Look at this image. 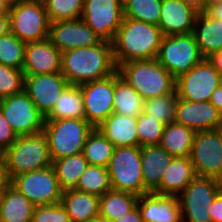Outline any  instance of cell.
I'll return each mask as SVG.
<instances>
[{
	"label": "cell",
	"instance_id": "obj_47",
	"mask_svg": "<svg viewBox=\"0 0 222 222\" xmlns=\"http://www.w3.org/2000/svg\"><path fill=\"white\" fill-rule=\"evenodd\" d=\"M222 76V49L218 52L213 53L210 57L207 58Z\"/></svg>",
	"mask_w": 222,
	"mask_h": 222
},
{
	"label": "cell",
	"instance_id": "obj_18",
	"mask_svg": "<svg viewBox=\"0 0 222 222\" xmlns=\"http://www.w3.org/2000/svg\"><path fill=\"white\" fill-rule=\"evenodd\" d=\"M175 123L201 130L222 128V115L210 102H194L178 98L175 110Z\"/></svg>",
	"mask_w": 222,
	"mask_h": 222
},
{
	"label": "cell",
	"instance_id": "obj_27",
	"mask_svg": "<svg viewBox=\"0 0 222 222\" xmlns=\"http://www.w3.org/2000/svg\"><path fill=\"white\" fill-rule=\"evenodd\" d=\"M35 205L11 184L4 190L0 222H31Z\"/></svg>",
	"mask_w": 222,
	"mask_h": 222
},
{
	"label": "cell",
	"instance_id": "obj_13",
	"mask_svg": "<svg viewBox=\"0 0 222 222\" xmlns=\"http://www.w3.org/2000/svg\"><path fill=\"white\" fill-rule=\"evenodd\" d=\"M0 110L17 136L43 131L45 117L24 91L1 99Z\"/></svg>",
	"mask_w": 222,
	"mask_h": 222
},
{
	"label": "cell",
	"instance_id": "obj_36",
	"mask_svg": "<svg viewBox=\"0 0 222 222\" xmlns=\"http://www.w3.org/2000/svg\"><path fill=\"white\" fill-rule=\"evenodd\" d=\"M177 101V93L146 99L143 101V112L166 126L175 120Z\"/></svg>",
	"mask_w": 222,
	"mask_h": 222
},
{
	"label": "cell",
	"instance_id": "obj_8",
	"mask_svg": "<svg viewBox=\"0 0 222 222\" xmlns=\"http://www.w3.org/2000/svg\"><path fill=\"white\" fill-rule=\"evenodd\" d=\"M204 59L194 33L163 36L156 60L175 78Z\"/></svg>",
	"mask_w": 222,
	"mask_h": 222
},
{
	"label": "cell",
	"instance_id": "obj_17",
	"mask_svg": "<svg viewBox=\"0 0 222 222\" xmlns=\"http://www.w3.org/2000/svg\"><path fill=\"white\" fill-rule=\"evenodd\" d=\"M48 39L62 53L103 41L81 18L51 23Z\"/></svg>",
	"mask_w": 222,
	"mask_h": 222
},
{
	"label": "cell",
	"instance_id": "obj_43",
	"mask_svg": "<svg viewBox=\"0 0 222 222\" xmlns=\"http://www.w3.org/2000/svg\"><path fill=\"white\" fill-rule=\"evenodd\" d=\"M210 211L212 222H222V192L215 197Z\"/></svg>",
	"mask_w": 222,
	"mask_h": 222
},
{
	"label": "cell",
	"instance_id": "obj_15",
	"mask_svg": "<svg viewBox=\"0 0 222 222\" xmlns=\"http://www.w3.org/2000/svg\"><path fill=\"white\" fill-rule=\"evenodd\" d=\"M79 86L84 104V118L97 128L113 113L114 74Z\"/></svg>",
	"mask_w": 222,
	"mask_h": 222
},
{
	"label": "cell",
	"instance_id": "obj_49",
	"mask_svg": "<svg viewBox=\"0 0 222 222\" xmlns=\"http://www.w3.org/2000/svg\"><path fill=\"white\" fill-rule=\"evenodd\" d=\"M10 32L8 11L0 13V37Z\"/></svg>",
	"mask_w": 222,
	"mask_h": 222
},
{
	"label": "cell",
	"instance_id": "obj_25",
	"mask_svg": "<svg viewBox=\"0 0 222 222\" xmlns=\"http://www.w3.org/2000/svg\"><path fill=\"white\" fill-rule=\"evenodd\" d=\"M193 33L204 58L222 49V21L212 18L206 11L197 14Z\"/></svg>",
	"mask_w": 222,
	"mask_h": 222
},
{
	"label": "cell",
	"instance_id": "obj_9",
	"mask_svg": "<svg viewBox=\"0 0 222 222\" xmlns=\"http://www.w3.org/2000/svg\"><path fill=\"white\" fill-rule=\"evenodd\" d=\"M220 192L216 178L196 176L178 196L182 222H212L210 206Z\"/></svg>",
	"mask_w": 222,
	"mask_h": 222
},
{
	"label": "cell",
	"instance_id": "obj_55",
	"mask_svg": "<svg viewBox=\"0 0 222 222\" xmlns=\"http://www.w3.org/2000/svg\"><path fill=\"white\" fill-rule=\"evenodd\" d=\"M3 193L4 191H0V208H1V203H2Z\"/></svg>",
	"mask_w": 222,
	"mask_h": 222
},
{
	"label": "cell",
	"instance_id": "obj_45",
	"mask_svg": "<svg viewBox=\"0 0 222 222\" xmlns=\"http://www.w3.org/2000/svg\"><path fill=\"white\" fill-rule=\"evenodd\" d=\"M10 185V180L5 167L4 154L0 153V191H4Z\"/></svg>",
	"mask_w": 222,
	"mask_h": 222
},
{
	"label": "cell",
	"instance_id": "obj_52",
	"mask_svg": "<svg viewBox=\"0 0 222 222\" xmlns=\"http://www.w3.org/2000/svg\"><path fill=\"white\" fill-rule=\"evenodd\" d=\"M87 222H109L108 220L102 218L100 215L89 219Z\"/></svg>",
	"mask_w": 222,
	"mask_h": 222
},
{
	"label": "cell",
	"instance_id": "obj_4",
	"mask_svg": "<svg viewBox=\"0 0 222 222\" xmlns=\"http://www.w3.org/2000/svg\"><path fill=\"white\" fill-rule=\"evenodd\" d=\"M3 154L10 181L17 175L47 168L53 162L48 139L43 131L33 135L18 136Z\"/></svg>",
	"mask_w": 222,
	"mask_h": 222
},
{
	"label": "cell",
	"instance_id": "obj_20",
	"mask_svg": "<svg viewBox=\"0 0 222 222\" xmlns=\"http://www.w3.org/2000/svg\"><path fill=\"white\" fill-rule=\"evenodd\" d=\"M199 12L182 0H162L158 27L163 36L192 33Z\"/></svg>",
	"mask_w": 222,
	"mask_h": 222
},
{
	"label": "cell",
	"instance_id": "obj_24",
	"mask_svg": "<svg viewBox=\"0 0 222 222\" xmlns=\"http://www.w3.org/2000/svg\"><path fill=\"white\" fill-rule=\"evenodd\" d=\"M171 156L160 145L141 147V165L144 188L152 193L162 180V175L170 165Z\"/></svg>",
	"mask_w": 222,
	"mask_h": 222
},
{
	"label": "cell",
	"instance_id": "obj_42",
	"mask_svg": "<svg viewBox=\"0 0 222 222\" xmlns=\"http://www.w3.org/2000/svg\"><path fill=\"white\" fill-rule=\"evenodd\" d=\"M17 137V134L13 131L0 110V151L4 152L8 149L16 141Z\"/></svg>",
	"mask_w": 222,
	"mask_h": 222
},
{
	"label": "cell",
	"instance_id": "obj_46",
	"mask_svg": "<svg viewBox=\"0 0 222 222\" xmlns=\"http://www.w3.org/2000/svg\"><path fill=\"white\" fill-rule=\"evenodd\" d=\"M209 101L218 109L222 115V84L214 90Z\"/></svg>",
	"mask_w": 222,
	"mask_h": 222
},
{
	"label": "cell",
	"instance_id": "obj_6",
	"mask_svg": "<svg viewBox=\"0 0 222 222\" xmlns=\"http://www.w3.org/2000/svg\"><path fill=\"white\" fill-rule=\"evenodd\" d=\"M9 26L21 41L35 42L48 38L51 21L42 0H15L8 7Z\"/></svg>",
	"mask_w": 222,
	"mask_h": 222
},
{
	"label": "cell",
	"instance_id": "obj_30",
	"mask_svg": "<svg viewBox=\"0 0 222 222\" xmlns=\"http://www.w3.org/2000/svg\"><path fill=\"white\" fill-rule=\"evenodd\" d=\"M138 198L132 193L110 190L99 198V215L112 222L134 209Z\"/></svg>",
	"mask_w": 222,
	"mask_h": 222
},
{
	"label": "cell",
	"instance_id": "obj_26",
	"mask_svg": "<svg viewBox=\"0 0 222 222\" xmlns=\"http://www.w3.org/2000/svg\"><path fill=\"white\" fill-rule=\"evenodd\" d=\"M99 196L75 189L62 191L60 204L69 215L70 222H87L99 215Z\"/></svg>",
	"mask_w": 222,
	"mask_h": 222
},
{
	"label": "cell",
	"instance_id": "obj_39",
	"mask_svg": "<svg viewBox=\"0 0 222 222\" xmlns=\"http://www.w3.org/2000/svg\"><path fill=\"white\" fill-rule=\"evenodd\" d=\"M165 125L157 119L151 118L144 112L137 116V134L139 146L159 145Z\"/></svg>",
	"mask_w": 222,
	"mask_h": 222
},
{
	"label": "cell",
	"instance_id": "obj_32",
	"mask_svg": "<svg viewBox=\"0 0 222 222\" xmlns=\"http://www.w3.org/2000/svg\"><path fill=\"white\" fill-rule=\"evenodd\" d=\"M84 118V104L80 86L69 84L45 119Z\"/></svg>",
	"mask_w": 222,
	"mask_h": 222
},
{
	"label": "cell",
	"instance_id": "obj_37",
	"mask_svg": "<svg viewBox=\"0 0 222 222\" xmlns=\"http://www.w3.org/2000/svg\"><path fill=\"white\" fill-rule=\"evenodd\" d=\"M26 43L12 32L0 37V64L22 69Z\"/></svg>",
	"mask_w": 222,
	"mask_h": 222
},
{
	"label": "cell",
	"instance_id": "obj_33",
	"mask_svg": "<svg viewBox=\"0 0 222 222\" xmlns=\"http://www.w3.org/2000/svg\"><path fill=\"white\" fill-rule=\"evenodd\" d=\"M114 149L113 144L94 128L86 138L82 153L89 165L108 167Z\"/></svg>",
	"mask_w": 222,
	"mask_h": 222
},
{
	"label": "cell",
	"instance_id": "obj_14",
	"mask_svg": "<svg viewBox=\"0 0 222 222\" xmlns=\"http://www.w3.org/2000/svg\"><path fill=\"white\" fill-rule=\"evenodd\" d=\"M123 18V0H84L81 19L102 40H114Z\"/></svg>",
	"mask_w": 222,
	"mask_h": 222
},
{
	"label": "cell",
	"instance_id": "obj_12",
	"mask_svg": "<svg viewBox=\"0 0 222 222\" xmlns=\"http://www.w3.org/2000/svg\"><path fill=\"white\" fill-rule=\"evenodd\" d=\"M190 159L197 176L217 178L222 170V128L195 132Z\"/></svg>",
	"mask_w": 222,
	"mask_h": 222
},
{
	"label": "cell",
	"instance_id": "obj_23",
	"mask_svg": "<svg viewBox=\"0 0 222 222\" xmlns=\"http://www.w3.org/2000/svg\"><path fill=\"white\" fill-rule=\"evenodd\" d=\"M97 129L114 147L139 146L137 117H128L113 112Z\"/></svg>",
	"mask_w": 222,
	"mask_h": 222
},
{
	"label": "cell",
	"instance_id": "obj_10",
	"mask_svg": "<svg viewBox=\"0 0 222 222\" xmlns=\"http://www.w3.org/2000/svg\"><path fill=\"white\" fill-rule=\"evenodd\" d=\"M10 184L22 193L35 206L60 203V189L53 166L17 175Z\"/></svg>",
	"mask_w": 222,
	"mask_h": 222
},
{
	"label": "cell",
	"instance_id": "obj_53",
	"mask_svg": "<svg viewBox=\"0 0 222 222\" xmlns=\"http://www.w3.org/2000/svg\"><path fill=\"white\" fill-rule=\"evenodd\" d=\"M220 2H222V0H205V10H206L209 6H211V5H213V4L220 3Z\"/></svg>",
	"mask_w": 222,
	"mask_h": 222
},
{
	"label": "cell",
	"instance_id": "obj_41",
	"mask_svg": "<svg viewBox=\"0 0 222 222\" xmlns=\"http://www.w3.org/2000/svg\"><path fill=\"white\" fill-rule=\"evenodd\" d=\"M31 222H70L69 215L60 203L35 206Z\"/></svg>",
	"mask_w": 222,
	"mask_h": 222
},
{
	"label": "cell",
	"instance_id": "obj_21",
	"mask_svg": "<svg viewBox=\"0 0 222 222\" xmlns=\"http://www.w3.org/2000/svg\"><path fill=\"white\" fill-rule=\"evenodd\" d=\"M137 206L144 222H182L178 196L148 193L138 198Z\"/></svg>",
	"mask_w": 222,
	"mask_h": 222
},
{
	"label": "cell",
	"instance_id": "obj_48",
	"mask_svg": "<svg viewBox=\"0 0 222 222\" xmlns=\"http://www.w3.org/2000/svg\"><path fill=\"white\" fill-rule=\"evenodd\" d=\"M205 11L212 18L222 21V2L209 6Z\"/></svg>",
	"mask_w": 222,
	"mask_h": 222
},
{
	"label": "cell",
	"instance_id": "obj_54",
	"mask_svg": "<svg viewBox=\"0 0 222 222\" xmlns=\"http://www.w3.org/2000/svg\"><path fill=\"white\" fill-rule=\"evenodd\" d=\"M217 184L222 192V170L220 172V174L218 175V177L216 178Z\"/></svg>",
	"mask_w": 222,
	"mask_h": 222
},
{
	"label": "cell",
	"instance_id": "obj_7",
	"mask_svg": "<svg viewBox=\"0 0 222 222\" xmlns=\"http://www.w3.org/2000/svg\"><path fill=\"white\" fill-rule=\"evenodd\" d=\"M107 168L112 190L138 197L149 193L143 183L140 146L115 147Z\"/></svg>",
	"mask_w": 222,
	"mask_h": 222
},
{
	"label": "cell",
	"instance_id": "obj_3",
	"mask_svg": "<svg viewBox=\"0 0 222 222\" xmlns=\"http://www.w3.org/2000/svg\"><path fill=\"white\" fill-rule=\"evenodd\" d=\"M117 71L143 100L176 93V79L156 59L122 63Z\"/></svg>",
	"mask_w": 222,
	"mask_h": 222
},
{
	"label": "cell",
	"instance_id": "obj_35",
	"mask_svg": "<svg viewBox=\"0 0 222 222\" xmlns=\"http://www.w3.org/2000/svg\"><path fill=\"white\" fill-rule=\"evenodd\" d=\"M162 0H123V14L148 24L158 25Z\"/></svg>",
	"mask_w": 222,
	"mask_h": 222
},
{
	"label": "cell",
	"instance_id": "obj_40",
	"mask_svg": "<svg viewBox=\"0 0 222 222\" xmlns=\"http://www.w3.org/2000/svg\"><path fill=\"white\" fill-rule=\"evenodd\" d=\"M24 74L16 69L0 64V100L23 91Z\"/></svg>",
	"mask_w": 222,
	"mask_h": 222
},
{
	"label": "cell",
	"instance_id": "obj_16",
	"mask_svg": "<svg viewBox=\"0 0 222 222\" xmlns=\"http://www.w3.org/2000/svg\"><path fill=\"white\" fill-rule=\"evenodd\" d=\"M68 85V81L61 72L24 75L23 91L29 96L38 111L46 117Z\"/></svg>",
	"mask_w": 222,
	"mask_h": 222
},
{
	"label": "cell",
	"instance_id": "obj_31",
	"mask_svg": "<svg viewBox=\"0 0 222 222\" xmlns=\"http://www.w3.org/2000/svg\"><path fill=\"white\" fill-rule=\"evenodd\" d=\"M83 153L53 160L52 166L62 191L75 189L82 173L88 167Z\"/></svg>",
	"mask_w": 222,
	"mask_h": 222
},
{
	"label": "cell",
	"instance_id": "obj_51",
	"mask_svg": "<svg viewBox=\"0 0 222 222\" xmlns=\"http://www.w3.org/2000/svg\"><path fill=\"white\" fill-rule=\"evenodd\" d=\"M9 3L8 0H0V13L8 11Z\"/></svg>",
	"mask_w": 222,
	"mask_h": 222
},
{
	"label": "cell",
	"instance_id": "obj_38",
	"mask_svg": "<svg viewBox=\"0 0 222 222\" xmlns=\"http://www.w3.org/2000/svg\"><path fill=\"white\" fill-rule=\"evenodd\" d=\"M51 23L80 19L84 0H42Z\"/></svg>",
	"mask_w": 222,
	"mask_h": 222
},
{
	"label": "cell",
	"instance_id": "obj_2",
	"mask_svg": "<svg viewBox=\"0 0 222 222\" xmlns=\"http://www.w3.org/2000/svg\"><path fill=\"white\" fill-rule=\"evenodd\" d=\"M162 37L157 25L124 17L112 41L116 67L130 61L156 59Z\"/></svg>",
	"mask_w": 222,
	"mask_h": 222
},
{
	"label": "cell",
	"instance_id": "obj_22",
	"mask_svg": "<svg viewBox=\"0 0 222 222\" xmlns=\"http://www.w3.org/2000/svg\"><path fill=\"white\" fill-rule=\"evenodd\" d=\"M196 176L190 158L173 157L162 175L160 185L152 193L179 196Z\"/></svg>",
	"mask_w": 222,
	"mask_h": 222
},
{
	"label": "cell",
	"instance_id": "obj_50",
	"mask_svg": "<svg viewBox=\"0 0 222 222\" xmlns=\"http://www.w3.org/2000/svg\"><path fill=\"white\" fill-rule=\"evenodd\" d=\"M185 4L192 6L198 12L205 11V0H182Z\"/></svg>",
	"mask_w": 222,
	"mask_h": 222
},
{
	"label": "cell",
	"instance_id": "obj_11",
	"mask_svg": "<svg viewBox=\"0 0 222 222\" xmlns=\"http://www.w3.org/2000/svg\"><path fill=\"white\" fill-rule=\"evenodd\" d=\"M222 84V76L213 64L204 58L189 72L176 79L175 90L178 98L187 101H209L214 90Z\"/></svg>",
	"mask_w": 222,
	"mask_h": 222
},
{
	"label": "cell",
	"instance_id": "obj_44",
	"mask_svg": "<svg viewBox=\"0 0 222 222\" xmlns=\"http://www.w3.org/2000/svg\"><path fill=\"white\" fill-rule=\"evenodd\" d=\"M112 222H144V221L138 206H136L128 214Z\"/></svg>",
	"mask_w": 222,
	"mask_h": 222
},
{
	"label": "cell",
	"instance_id": "obj_34",
	"mask_svg": "<svg viewBox=\"0 0 222 222\" xmlns=\"http://www.w3.org/2000/svg\"><path fill=\"white\" fill-rule=\"evenodd\" d=\"M75 190L102 196L112 190L108 168L104 166L88 165L80 176Z\"/></svg>",
	"mask_w": 222,
	"mask_h": 222
},
{
	"label": "cell",
	"instance_id": "obj_29",
	"mask_svg": "<svg viewBox=\"0 0 222 222\" xmlns=\"http://www.w3.org/2000/svg\"><path fill=\"white\" fill-rule=\"evenodd\" d=\"M143 99L118 71L114 73L113 112L128 117H137L143 112Z\"/></svg>",
	"mask_w": 222,
	"mask_h": 222
},
{
	"label": "cell",
	"instance_id": "obj_28",
	"mask_svg": "<svg viewBox=\"0 0 222 222\" xmlns=\"http://www.w3.org/2000/svg\"><path fill=\"white\" fill-rule=\"evenodd\" d=\"M195 131L175 122L164 127L160 146L171 156L190 158Z\"/></svg>",
	"mask_w": 222,
	"mask_h": 222
},
{
	"label": "cell",
	"instance_id": "obj_5",
	"mask_svg": "<svg viewBox=\"0 0 222 222\" xmlns=\"http://www.w3.org/2000/svg\"><path fill=\"white\" fill-rule=\"evenodd\" d=\"M94 127L85 118L45 119V133L52 161L79 154Z\"/></svg>",
	"mask_w": 222,
	"mask_h": 222
},
{
	"label": "cell",
	"instance_id": "obj_1",
	"mask_svg": "<svg viewBox=\"0 0 222 222\" xmlns=\"http://www.w3.org/2000/svg\"><path fill=\"white\" fill-rule=\"evenodd\" d=\"M116 71L112 42L103 40L90 47L74 48L62 53L61 73L71 85L101 80Z\"/></svg>",
	"mask_w": 222,
	"mask_h": 222
},
{
	"label": "cell",
	"instance_id": "obj_19",
	"mask_svg": "<svg viewBox=\"0 0 222 222\" xmlns=\"http://www.w3.org/2000/svg\"><path fill=\"white\" fill-rule=\"evenodd\" d=\"M62 52L47 38L28 42L25 47L22 71L24 75L54 74L61 72Z\"/></svg>",
	"mask_w": 222,
	"mask_h": 222
}]
</instances>
